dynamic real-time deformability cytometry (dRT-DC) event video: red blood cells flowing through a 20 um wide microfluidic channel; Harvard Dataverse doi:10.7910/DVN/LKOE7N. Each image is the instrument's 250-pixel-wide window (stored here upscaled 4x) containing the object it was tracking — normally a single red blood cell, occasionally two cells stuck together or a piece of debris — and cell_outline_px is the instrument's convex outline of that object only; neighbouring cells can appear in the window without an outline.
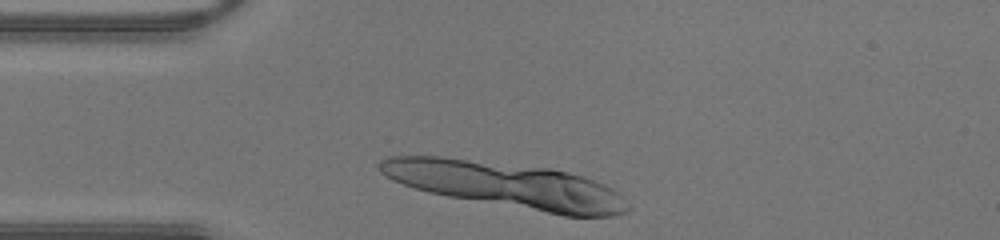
{"species": "human", "species_latin": "Homo sapiens", "temperature_condition": "warm", "stored_images_in_passage": 12, "segment_of_instrument_passage": [1, 2], "camera_frame_rate_fps": 3000, "um_per_image_px": 0.085, "donor": {"sex": "male"}, "frame": {"image": 1, "passage_image": 1, "time_ms": 0.0, "image_size_px": [1000, 240], "cell_outline_px": [[632, 208], [628, 212], [612, 216], [564, 216], [448, 196], [428, 192], [392, 180], [384, 176], [380, 172], [376, 164], [380, 160], [388, 156], [436, 156], [548, 168], [568, 172], [604, 184], [612, 188]], "centroid_in_image_um": [43.02, 15.73], "position_along_channel_um": 42.0, "area_um2": 65.72}}